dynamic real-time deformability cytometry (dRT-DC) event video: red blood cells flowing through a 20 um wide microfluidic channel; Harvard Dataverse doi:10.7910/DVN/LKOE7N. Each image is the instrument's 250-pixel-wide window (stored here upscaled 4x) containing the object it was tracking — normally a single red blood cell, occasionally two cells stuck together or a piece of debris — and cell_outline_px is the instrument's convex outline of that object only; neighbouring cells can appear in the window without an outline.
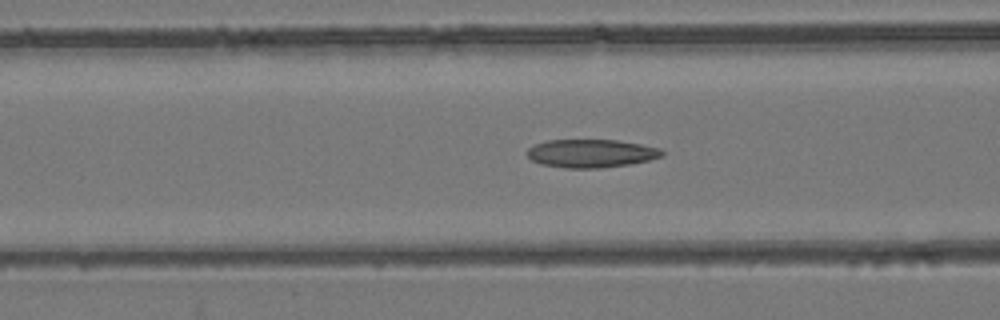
{"species": "common noctule bat (a hibernating species)", "species_latin": "Nyctalus noctula", "temperature_condition": "room temperature", "stored_images_in_passage": 54, "camera_frame_rate_fps": 3000, "um_per_image_px": 0.085, "animal": {"sex": "female", "body_mass_g": 24.6, "forearm_length_mm": 56.2}, "frame": {"image": 1, "passage_image": 22, "time_ms": 7.0, "image_size_px": [1000, 320], "cell_outline_px": [[664, 156], [648, 160], [628, 164], [600, 168], [564, 168], [540, 164], [532, 160], [528, 156], [528, 148], [536, 144], [548, 140], [616, 140], [640, 144], [660, 148], [664, 152]], "centroid_in_image_um": [50.25, 13.04], "position_along_channel_um": 116.4, "area_um2": 22.08}}
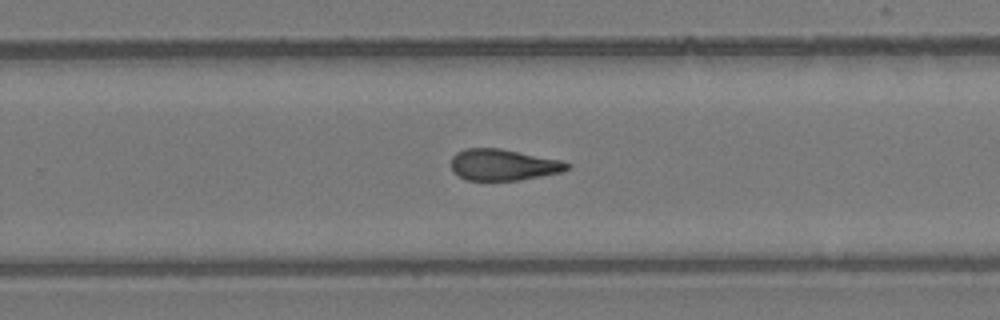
{"frame": {"image": 2, "passage_image": 35, "time_ms": 11.333, "image_size_px": [1000, 320], "cell_outline_px": [[572, 168], [560, 172], [520, 180], [468, 180], [452, 172], [452, 156], [456, 152], [464, 148], [500, 148], [564, 160], [572, 164]], "centroid_in_image_um": [42.82, 13.99], "position_along_channel_um": 287.0, "area_um2": 21.39}}
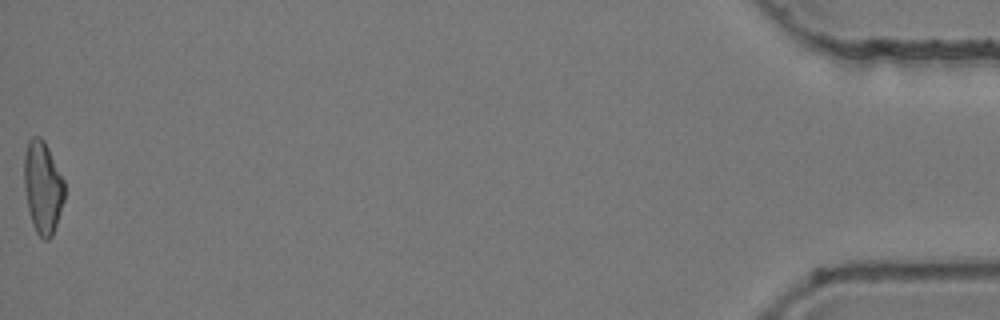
{"frame": {"image": 3, "passage_image": 54, "time_ms": 17.667, "image_size_px": [1000, 320], "cell_outline_px": [[64, 200], [52, 236], [48, 240], [44, 240], [36, 232], [32, 224], [28, 208], [24, 188], [24, 156], [28, 140], [32, 136], [40, 136], [44, 140], [64, 180]], "centroid_in_image_um": [3.62, 15.91], "position_along_channel_um": 431.6, "area_um2": 21.68}, "authors_computed_cell_mechanics": {"area_um2": 22.0218, "velocity_mm_per_s": 3.9385, "shape_relaxation_time_tau1_ms": null, "shape_relaxation_time_tau2_ms": 4.2315, "deformation_change_tau1": null, "deformation_change_tau2": 0.1441}}